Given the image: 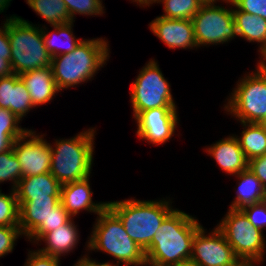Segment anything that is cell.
Returning a JSON list of instances; mask_svg holds the SVG:
<instances>
[{"instance_id": "cell-44", "label": "cell", "mask_w": 266, "mask_h": 266, "mask_svg": "<svg viewBox=\"0 0 266 266\" xmlns=\"http://www.w3.org/2000/svg\"><path fill=\"white\" fill-rule=\"evenodd\" d=\"M255 263L252 261H239L235 266H254Z\"/></svg>"}, {"instance_id": "cell-8", "label": "cell", "mask_w": 266, "mask_h": 266, "mask_svg": "<svg viewBox=\"0 0 266 266\" xmlns=\"http://www.w3.org/2000/svg\"><path fill=\"white\" fill-rule=\"evenodd\" d=\"M216 227L222 232L240 261H263L266 247L263 232L249 223L248 217L241 209L230 208Z\"/></svg>"}, {"instance_id": "cell-33", "label": "cell", "mask_w": 266, "mask_h": 266, "mask_svg": "<svg viewBox=\"0 0 266 266\" xmlns=\"http://www.w3.org/2000/svg\"><path fill=\"white\" fill-rule=\"evenodd\" d=\"M241 210L248 217L249 223L263 232V227H266V200L244 206Z\"/></svg>"}, {"instance_id": "cell-22", "label": "cell", "mask_w": 266, "mask_h": 266, "mask_svg": "<svg viewBox=\"0 0 266 266\" xmlns=\"http://www.w3.org/2000/svg\"><path fill=\"white\" fill-rule=\"evenodd\" d=\"M240 179L237 195L229 208L242 209L244 206L266 200V190L261 181L248 169L236 176Z\"/></svg>"}, {"instance_id": "cell-18", "label": "cell", "mask_w": 266, "mask_h": 266, "mask_svg": "<svg viewBox=\"0 0 266 266\" xmlns=\"http://www.w3.org/2000/svg\"><path fill=\"white\" fill-rule=\"evenodd\" d=\"M26 85L34 107L50 102L56 93L61 92L54 80L51 67L40 68L20 74Z\"/></svg>"}, {"instance_id": "cell-31", "label": "cell", "mask_w": 266, "mask_h": 266, "mask_svg": "<svg viewBox=\"0 0 266 266\" xmlns=\"http://www.w3.org/2000/svg\"><path fill=\"white\" fill-rule=\"evenodd\" d=\"M71 219V216L65 210L61 201L52 208V212L48 216L46 222L42 223L29 237L28 239L33 242L40 241V239L48 232L58 228L61 225L66 224Z\"/></svg>"}, {"instance_id": "cell-38", "label": "cell", "mask_w": 266, "mask_h": 266, "mask_svg": "<svg viewBox=\"0 0 266 266\" xmlns=\"http://www.w3.org/2000/svg\"><path fill=\"white\" fill-rule=\"evenodd\" d=\"M248 170L261 181L262 186L266 190V154L249 160Z\"/></svg>"}, {"instance_id": "cell-14", "label": "cell", "mask_w": 266, "mask_h": 266, "mask_svg": "<svg viewBox=\"0 0 266 266\" xmlns=\"http://www.w3.org/2000/svg\"><path fill=\"white\" fill-rule=\"evenodd\" d=\"M150 30L170 49L197 48L192 20L156 17L149 24Z\"/></svg>"}, {"instance_id": "cell-4", "label": "cell", "mask_w": 266, "mask_h": 266, "mask_svg": "<svg viewBox=\"0 0 266 266\" xmlns=\"http://www.w3.org/2000/svg\"><path fill=\"white\" fill-rule=\"evenodd\" d=\"M98 215L87 248L104 251L124 266L146 265L145 251L129 237L119 217L108 206Z\"/></svg>"}, {"instance_id": "cell-29", "label": "cell", "mask_w": 266, "mask_h": 266, "mask_svg": "<svg viewBox=\"0 0 266 266\" xmlns=\"http://www.w3.org/2000/svg\"><path fill=\"white\" fill-rule=\"evenodd\" d=\"M22 178L21 167L17 156L13 151V147L7 151L0 153V183L4 181H12L15 190L20 179Z\"/></svg>"}, {"instance_id": "cell-46", "label": "cell", "mask_w": 266, "mask_h": 266, "mask_svg": "<svg viewBox=\"0 0 266 266\" xmlns=\"http://www.w3.org/2000/svg\"><path fill=\"white\" fill-rule=\"evenodd\" d=\"M94 266H119L118 263H116L115 265H112L111 263L109 262H106V263H99L97 261L94 260Z\"/></svg>"}, {"instance_id": "cell-10", "label": "cell", "mask_w": 266, "mask_h": 266, "mask_svg": "<svg viewBox=\"0 0 266 266\" xmlns=\"http://www.w3.org/2000/svg\"><path fill=\"white\" fill-rule=\"evenodd\" d=\"M215 2L207 0L192 18L197 47L223 44L237 36L232 8L216 6Z\"/></svg>"}, {"instance_id": "cell-17", "label": "cell", "mask_w": 266, "mask_h": 266, "mask_svg": "<svg viewBox=\"0 0 266 266\" xmlns=\"http://www.w3.org/2000/svg\"><path fill=\"white\" fill-rule=\"evenodd\" d=\"M15 192L20 207L26 200L60 198L61 184L50 172L43 173L22 177Z\"/></svg>"}, {"instance_id": "cell-11", "label": "cell", "mask_w": 266, "mask_h": 266, "mask_svg": "<svg viewBox=\"0 0 266 266\" xmlns=\"http://www.w3.org/2000/svg\"><path fill=\"white\" fill-rule=\"evenodd\" d=\"M205 233L202 226L196 231L190 262L196 266H235L240 261L217 227L208 236Z\"/></svg>"}, {"instance_id": "cell-40", "label": "cell", "mask_w": 266, "mask_h": 266, "mask_svg": "<svg viewBox=\"0 0 266 266\" xmlns=\"http://www.w3.org/2000/svg\"><path fill=\"white\" fill-rule=\"evenodd\" d=\"M14 74L10 59H4V56H0V78L8 77Z\"/></svg>"}, {"instance_id": "cell-34", "label": "cell", "mask_w": 266, "mask_h": 266, "mask_svg": "<svg viewBox=\"0 0 266 266\" xmlns=\"http://www.w3.org/2000/svg\"><path fill=\"white\" fill-rule=\"evenodd\" d=\"M22 236L20 227L0 226V257L11 253L17 237Z\"/></svg>"}, {"instance_id": "cell-28", "label": "cell", "mask_w": 266, "mask_h": 266, "mask_svg": "<svg viewBox=\"0 0 266 266\" xmlns=\"http://www.w3.org/2000/svg\"><path fill=\"white\" fill-rule=\"evenodd\" d=\"M34 106L31 102L26 85L19 78V75L14 73V88H12L11 96V112L22 121L26 113Z\"/></svg>"}, {"instance_id": "cell-9", "label": "cell", "mask_w": 266, "mask_h": 266, "mask_svg": "<svg viewBox=\"0 0 266 266\" xmlns=\"http://www.w3.org/2000/svg\"><path fill=\"white\" fill-rule=\"evenodd\" d=\"M170 90V84L163 77L159 65L150 60L131 85L133 118L149 109L176 108Z\"/></svg>"}, {"instance_id": "cell-19", "label": "cell", "mask_w": 266, "mask_h": 266, "mask_svg": "<svg viewBox=\"0 0 266 266\" xmlns=\"http://www.w3.org/2000/svg\"><path fill=\"white\" fill-rule=\"evenodd\" d=\"M59 202L60 198L26 200L19 207V227L22 235L29 237L42 223L46 222L52 208Z\"/></svg>"}, {"instance_id": "cell-12", "label": "cell", "mask_w": 266, "mask_h": 266, "mask_svg": "<svg viewBox=\"0 0 266 266\" xmlns=\"http://www.w3.org/2000/svg\"><path fill=\"white\" fill-rule=\"evenodd\" d=\"M43 138L29 129L26 134L14 141L13 151L20 163L22 177L50 172L51 145Z\"/></svg>"}, {"instance_id": "cell-5", "label": "cell", "mask_w": 266, "mask_h": 266, "mask_svg": "<svg viewBox=\"0 0 266 266\" xmlns=\"http://www.w3.org/2000/svg\"><path fill=\"white\" fill-rule=\"evenodd\" d=\"M94 128L51 146L50 173L61 185L90 177L94 152Z\"/></svg>"}, {"instance_id": "cell-13", "label": "cell", "mask_w": 266, "mask_h": 266, "mask_svg": "<svg viewBox=\"0 0 266 266\" xmlns=\"http://www.w3.org/2000/svg\"><path fill=\"white\" fill-rule=\"evenodd\" d=\"M137 122V136L154 145H161L172 138L177 128V108H154L140 112Z\"/></svg>"}, {"instance_id": "cell-43", "label": "cell", "mask_w": 266, "mask_h": 266, "mask_svg": "<svg viewBox=\"0 0 266 266\" xmlns=\"http://www.w3.org/2000/svg\"><path fill=\"white\" fill-rule=\"evenodd\" d=\"M12 0H0V13H2L9 5Z\"/></svg>"}, {"instance_id": "cell-21", "label": "cell", "mask_w": 266, "mask_h": 266, "mask_svg": "<svg viewBox=\"0 0 266 266\" xmlns=\"http://www.w3.org/2000/svg\"><path fill=\"white\" fill-rule=\"evenodd\" d=\"M232 11L237 36L249 42L260 43L259 52L262 56L266 52V19L243 12L238 8Z\"/></svg>"}, {"instance_id": "cell-39", "label": "cell", "mask_w": 266, "mask_h": 266, "mask_svg": "<svg viewBox=\"0 0 266 266\" xmlns=\"http://www.w3.org/2000/svg\"><path fill=\"white\" fill-rule=\"evenodd\" d=\"M0 28V56H4V59H11V46L8 35V18Z\"/></svg>"}, {"instance_id": "cell-36", "label": "cell", "mask_w": 266, "mask_h": 266, "mask_svg": "<svg viewBox=\"0 0 266 266\" xmlns=\"http://www.w3.org/2000/svg\"><path fill=\"white\" fill-rule=\"evenodd\" d=\"M12 88H14V74L0 78V108L11 111Z\"/></svg>"}, {"instance_id": "cell-41", "label": "cell", "mask_w": 266, "mask_h": 266, "mask_svg": "<svg viewBox=\"0 0 266 266\" xmlns=\"http://www.w3.org/2000/svg\"><path fill=\"white\" fill-rule=\"evenodd\" d=\"M73 266H94V260L90 259L88 256H83V258H80Z\"/></svg>"}, {"instance_id": "cell-35", "label": "cell", "mask_w": 266, "mask_h": 266, "mask_svg": "<svg viewBox=\"0 0 266 266\" xmlns=\"http://www.w3.org/2000/svg\"><path fill=\"white\" fill-rule=\"evenodd\" d=\"M239 10L266 19V0H223Z\"/></svg>"}, {"instance_id": "cell-32", "label": "cell", "mask_w": 266, "mask_h": 266, "mask_svg": "<svg viewBox=\"0 0 266 266\" xmlns=\"http://www.w3.org/2000/svg\"><path fill=\"white\" fill-rule=\"evenodd\" d=\"M66 4L71 21L74 19V15H101L104 13V6L99 0H63Z\"/></svg>"}, {"instance_id": "cell-16", "label": "cell", "mask_w": 266, "mask_h": 266, "mask_svg": "<svg viewBox=\"0 0 266 266\" xmlns=\"http://www.w3.org/2000/svg\"><path fill=\"white\" fill-rule=\"evenodd\" d=\"M206 151L228 175L236 176L248 169V160L239 145L237 136L219 140L208 147Z\"/></svg>"}, {"instance_id": "cell-2", "label": "cell", "mask_w": 266, "mask_h": 266, "mask_svg": "<svg viewBox=\"0 0 266 266\" xmlns=\"http://www.w3.org/2000/svg\"><path fill=\"white\" fill-rule=\"evenodd\" d=\"M108 42L85 39L71 52L52 57L51 69L59 90L87 82L109 59Z\"/></svg>"}, {"instance_id": "cell-1", "label": "cell", "mask_w": 266, "mask_h": 266, "mask_svg": "<svg viewBox=\"0 0 266 266\" xmlns=\"http://www.w3.org/2000/svg\"><path fill=\"white\" fill-rule=\"evenodd\" d=\"M201 226L196 218L174 209L157 229L145 251L146 265L173 266L189 262L193 237Z\"/></svg>"}, {"instance_id": "cell-24", "label": "cell", "mask_w": 266, "mask_h": 266, "mask_svg": "<svg viewBox=\"0 0 266 266\" xmlns=\"http://www.w3.org/2000/svg\"><path fill=\"white\" fill-rule=\"evenodd\" d=\"M244 130L241 137H237L239 145L249 161L252 158L266 154V131L259 123L243 122Z\"/></svg>"}, {"instance_id": "cell-42", "label": "cell", "mask_w": 266, "mask_h": 266, "mask_svg": "<svg viewBox=\"0 0 266 266\" xmlns=\"http://www.w3.org/2000/svg\"><path fill=\"white\" fill-rule=\"evenodd\" d=\"M133 2H136L139 6H147L148 5V7L150 6V4H153V3H158V0H133Z\"/></svg>"}, {"instance_id": "cell-45", "label": "cell", "mask_w": 266, "mask_h": 266, "mask_svg": "<svg viewBox=\"0 0 266 266\" xmlns=\"http://www.w3.org/2000/svg\"><path fill=\"white\" fill-rule=\"evenodd\" d=\"M261 58L263 59L260 60L258 64L266 71V52L261 56Z\"/></svg>"}, {"instance_id": "cell-6", "label": "cell", "mask_w": 266, "mask_h": 266, "mask_svg": "<svg viewBox=\"0 0 266 266\" xmlns=\"http://www.w3.org/2000/svg\"><path fill=\"white\" fill-rule=\"evenodd\" d=\"M8 35L15 74L51 66L52 56L44 44L42 27L14 15L8 19Z\"/></svg>"}, {"instance_id": "cell-25", "label": "cell", "mask_w": 266, "mask_h": 266, "mask_svg": "<svg viewBox=\"0 0 266 266\" xmlns=\"http://www.w3.org/2000/svg\"><path fill=\"white\" fill-rule=\"evenodd\" d=\"M26 2L51 27L71 22L69 12L63 0H26Z\"/></svg>"}, {"instance_id": "cell-3", "label": "cell", "mask_w": 266, "mask_h": 266, "mask_svg": "<svg viewBox=\"0 0 266 266\" xmlns=\"http://www.w3.org/2000/svg\"><path fill=\"white\" fill-rule=\"evenodd\" d=\"M169 200L140 201L125 199L124 201L107 202V206L122 221L129 237L146 251L164 219L174 210Z\"/></svg>"}, {"instance_id": "cell-47", "label": "cell", "mask_w": 266, "mask_h": 266, "mask_svg": "<svg viewBox=\"0 0 266 266\" xmlns=\"http://www.w3.org/2000/svg\"><path fill=\"white\" fill-rule=\"evenodd\" d=\"M259 124L266 131V116L259 122Z\"/></svg>"}, {"instance_id": "cell-20", "label": "cell", "mask_w": 266, "mask_h": 266, "mask_svg": "<svg viewBox=\"0 0 266 266\" xmlns=\"http://www.w3.org/2000/svg\"><path fill=\"white\" fill-rule=\"evenodd\" d=\"M41 240L46 243V247L39 249L40 253L59 258L62 254L71 252L79 240L78 230L73 218L66 224L46 233L40 239V242Z\"/></svg>"}, {"instance_id": "cell-30", "label": "cell", "mask_w": 266, "mask_h": 266, "mask_svg": "<svg viewBox=\"0 0 266 266\" xmlns=\"http://www.w3.org/2000/svg\"><path fill=\"white\" fill-rule=\"evenodd\" d=\"M0 226L19 227V206L15 190L0 192Z\"/></svg>"}, {"instance_id": "cell-23", "label": "cell", "mask_w": 266, "mask_h": 266, "mask_svg": "<svg viewBox=\"0 0 266 266\" xmlns=\"http://www.w3.org/2000/svg\"><path fill=\"white\" fill-rule=\"evenodd\" d=\"M72 25V21L65 24L55 25L53 26L55 31L53 33L49 32V34L48 31H45L46 27L42 28L44 44L52 57L69 53L73 51L80 44V42H82V39L78 40L75 38V36H73V32L71 30ZM60 39H63L65 44L64 42L60 41ZM60 42L63 45L59 44ZM60 49L63 51H60Z\"/></svg>"}, {"instance_id": "cell-27", "label": "cell", "mask_w": 266, "mask_h": 266, "mask_svg": "<svg viewBox=\"0 0 266 266\" xmlns=\"http://www.w3.org/2000/svg\"><path fill=\"white\" fill-rule=\"evenodd\" d=\"M207 0H158L164 4V13L161 17L168 19L192 20Z\"/></svg>"}, {"instance_id": "cell-15", "label": "cell", "mask_w": 266, "mask_h": 266, "mask_svg": "<svg viewBox=\"0 0 266 266\" xmlns=\"http://www.w3.org/2000/svg\"><path fill=\"white\" fill-rule=\"evenodd\" d=\"M89 177L61 185L60 201L71 217L76 216L80 210H86L99 214L107 202L95 203L92 201L93 192L90 189Z\"/></svg>"}, {"instance_id": "cell-48", "label": "cell", "mask_w": 266, "mask_h": 266, "mask_svg": "<svg viewBox=\"0 0 266 266\" xmlns=\"http://www.w3.org/2000/svg\"><path fill=\"white\" fill-rule=\"evenodd\" d=\"M173 266H196V265L189 261V262H186V263L173 265Z\"/></svg>"}, {"instance_id": "cell-37", "label": "cell", "mask_w": 266, "mask_h": 266, "mask_svg": "<svg viewBox=\"0 0 266 266\" xmlns=\"http://www.w3.org/2000/svg\"><path fill=\"white\" fill-rule=\"evenodd\" d=\"M60 258L37 251H29L24 266H59Z\"/></svg>"}, {"instance_id": "cell-26", "label": "cell", "mask_w": 266, "mask_h": 266, "mask_svg": "<svg viewBox=\"0 0 266 266\" xmlns=\"http://www.w3.org/2000/svg\"><path fill=\"white\" fill-rule=\"evenodd\" d=\"M19 123L20 119L11 111L0 108V153L11 149L14 141L29 131L21 128Z\"/></svg>"}, {"instance_id": "cell-7", "label": "cell", "mask_w": 266, "mask_h": 266, "mask_svg": "<svg viewBox=\"0 0 266 266\" xmlns=\"http://www.w3.org/2000/svg\"><path fill=\"white\" fill-rule=\"evenodd\" d=\"M224 106L240 123H259L266 116V71L258 64L256 71L247 74Z\"/></svg>"}]
</instances>
